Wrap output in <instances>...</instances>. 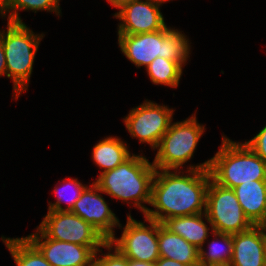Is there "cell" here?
<instances>
[{
    "label": "cell",
    "instance_id": "cell-1",
    "mask_svg": "<svg viewBox=\"0 0 266 266\" xmlns=\"http://www.w3.org/2000/svg\"><path fill=\"white\" fill-rule=\"evenodd\" d=\"M209 165L210 159L190 165L186 175L180 170L156 169L150 201L155 210L148 208L143 217L163 223L173 217L205 213Z\"/></svg>",
    "mask_w": 266,
    "mask_h": 266
},
{
    "label": "cell",
    "instance_id": "cell-2",
    "mask_svg": "<svg viewBox=\"0 0 266 266\" xmlns=\"http://www.w3.org/2000/svg\"><path fill=\"white\" fill-rule=\"evenodd\" d=\"M156 168L141 155L132 154L116 168L100 173L94 182L103 193L122 202H134L145 215L151 201V186Z\"/></svg>",
    "mask_w": 266,
    "mask_h": 266
},
{
    "label": "cell",
    "instance_id": "cell-3",
    "mask_svg": "<svg viewBox=\"0 0 266 266\" xmlns=\"http://www.w3.org/2000/svg\"><path fill=\"white\" fill-rule=\"evenodd\" d=\"M117 35L120 50L138 68L147 67L156 57L176 61L183 68L191 54L187 36L167 25L160 31Z\"/></svg>",
    "mask_w": 266,
    "mask_h": 266
},
{
    "label": "cell",
    "instance_id": "cell-4",
    "mask_svg": "<svg viewBox=\"0 0 266 266\" xmlns=\"http://www.w3.org/2000/svg\"><path fill=\"white\" fill-rule=\"evenodd\" d=\"M219 147L209 165L211 179L215 183L233 189L244 182L266 180V162L245 142H234L222 136Z\"/></svg>",
    "mask_w": 266,
    "mask_h": 266
},
{
    "label": "cell",
    "instance_id": "cell-5",
    "mask_svg": "<svg viewBox=\"0 0 266 266\" xmlns=\"http://www.w3.org/2000/svg\"><path fill=\"white\" fill-rule=\"evenodd\" d=\"M45 35L35 34L23 23H7L0 31L4 47L7 77L13 80V96L17 100L28 89L36 52Z\"/></svg>",
    "mask_w": 266,
    "mask_h": 266
},
{
    "label": "cell",
    "instance_id": "cell-6",
    "mask_svg": "<svg viewBox=\"0 0 266 266\" xmlns=\"http://www.w3.org/2000/svg\"><path fill=\"white\" fill-rule=\"evenodd\" d=\"M205 129L198 123L196 113L184 121L171 123L156 148L153 166L165 170L183 169L195 153Z\"/></svg>",
    "mask_w": 266,
    "mask_h": 266
},
{
    "label": "cell",
    "instance_id": "cell-7",
    "mask_svg": "<svg viewBox=\"0 0 266 266\" xmlns=\"http://www.w3.org/2000/svg\"><path fill=\"white\" fill-rule=\"evenodd\" d=\"M205 220L214 232L232 235L254 226L242 210L234 190L222 187L212 179L207 189Z\"/></svg>",
    "mask_w": 266,
    "mask_h": 266
},
{
    "label": "cell",
    "instance_id": "cell-8",
    "mask_svg": "<svg viewBox=\"0 0 266 266\" xmlns=\"http://www.w3.org/2000/svg\"><path fill=\"white\" fill-rule=\"evenodd\" d=\"M144 222L136 221L127 215L126 225L122 227L120 238L114 236L108 242L127 259L155 263L160 258L158 247V222L144 217Z\"/></svg>",
    "mask_w": 266,
    "mask_h": 266
},
{
    "label": "cell",
    "instance_id": "cell-9",
    "mask_svg": "<svg viewBox=\"0 0 266 266\" xmlns=\"http://www.w3.org/2000/svg\"><path fill=\"white\" fill-rule=\"evenodd\" d=\"M174 111L168 106L145 100L132 108L123 118V122L132 138H137L140 143H147L152 149H156L172 123Z\"/></svg>",
    "mask_w": 266,
    "mask_h": 266
},
{
    "label": "cell",
    "instance_id": "cell-10",
    "mask_svg": "<svg viewBox=\"0 0 266 266\" xmlns=\"http://www.w3.org/2000/svg\"><path fill=\"white\" fill-rule=\"evenodd\" d=\"M48 238L88 247L108 241L88 222L70 211H48L37 226Z\"/></svg>",
    "mask_w": 266,
    "mask_h": 266
},
{
    "label": "cell",
    "instance_id": "cell-11",
    "mask_svg": "<svg viewBox=\"0 0 266 266\" xmlns=\"http://www.w3.org/2000/svg\"><path fill=\"white\" fill-rule=\"evenodd\" d=\"M26 238L52 266H90L102 247H88L48 238L38 227ZM101 251V252H100Z\"/></svg>",
    "mask_w": 266,
    "mask_h": 266
},
{
    "label": "cell",
    "instance_id": "cell-12",
    "mask_svg": "<svg viewBox=\"0 0 266 266\" xmlns=\"http://www.w3.org/2000/svg\"><path fill=\"white\" fill-rule=\"evenodd\" d=\"M101 189L92 183L82 192L70 212L90 223L107 241L115 236L114 228L120 221L100 194Z\"/></svg>",
    "mask_w": 266,
    "mask_h": 266
},
{
    "label": "cell",
    "instance_id": "cell-13",
    "mask_svg": "<svg viewBox=\"0 0 266 266\" xmlns=\"http://www.w3.org/2000/svg\"><path fill=\"white\" fill-rule=\"evenodd\" d=\"M113 16L120 20L118 34H143L166 26L160 5L149 0H134Z\"/></svg>",
    "mask_w": 266,
    "mask_h": 266
},
{
    "label": "cell",
    "instance_id": "cell-14",
    "mask_svg": "<svg viewBox=\"0 0 266 266\" xmlns=\"http://www.w3.org/2000/svg\"><path fill=\"white\" fill-rule=\"evenodd\" d=\"M266 228L254 225L249 230L233 234V256L229 266H265Z\"/></svg>",
    "mask_w": 266,
    "mask_h": 266
},
{
    "label": "cell",
    "instance_id": "cell-15",
    "mask_svg": "<svg viewBox=\"0 0 266 266\" xmlns=\"http://www.w3.org/2000/svg\"><path fill=\"white\" fill-rule=\"evenodd\" d=\"M239 204L254 225L266 223V180L242 183L233 188Z\"/></svg>",
    "mask_w": 266,
    "mask_h": 266
},
{
    "label": "cell",
    "instance_id": "cell-16",
    "mask_svg": "<svg viewBox=\"0 0 266 266\" xmlns=\"http://www.w3.org/2000/svg\"><path fill=\"white\" fill-rule=\"evenodd\" d=\"M158 247L160 257L175 260L188 266H200L199 249L178 234L172 233L158 222Z\"/></svg>",
    "mask_w": 266,
    "mask_h": 266
},
{
    "label": "cell",
    "instance_id": "cell-17",
    "mask_svg": "<svg viewBox=\"0 0 266 266\" xmlns=\"http://www.w3.org/2000/svg\"><path fill=\"white\" fill-rule=\"evenodd\" d=\"M203 217H205V213L173 217L165 220L162 224L172 233L180 235L200 250L204 248V244L208 239V231H213L212 228L210 229L206 225Z\"/></svg>",
    "mask_w": 266,
    "mask_h": 266
},
{
    "label": "cell",
    "instance_id": "cell-18",
    "mask_svg": "<svg viewBox=\"0 0 266 266\" xmlns=\"http://www.w3.org/2000/svg\"><path fill=\"white\" fill-rule=\"evenodd\" d=\"M131 155L127 143L125 144L117 136H109L100 140L92 150V159L101 168V173L116 168Z\"/></svg>",
    "mask_w": 266,
    "mask_h": 266
},
{
    "label": "cell",
    "instance_id": "cell-19",
    "mask_svg": "<svg viewBox=\"0 0 266 266\" xmlns=\"http://www.w3.org/2000/svg\"><path fill=\"white\" fill-rule=\"evenodd\" d=\"M211 233L215 238L209 242L208 252L203 248L199 250L200 266H229L233 256V235L214 231Z\"/></svg>",
    "mask_w": 266,
    "mask_h": 266
},
{
    "label": "cell",
    "instance_id": "cell-20",
    "mask_svg": "<svg viewBox=\"0 0 266 266\" xmlns=\"http://www.w3.org/2000/svg\"><path fill=\"white\" fill-rule=\"evenodd\" d=\"M59 2L60 0H1L0 15L5 18L9 14L7 20L16 23H23L18 13L19 10H30L35 13L44 10L55 12L57 16H60Z\"/></svg>",
    "mask_w": 266,
    "mask_h": 266
},
{
    "label": "cell",
    "instance_id": "cell-21",
    "mask_svg": "<svg viewBox=\"0 0 266 266\" xmlns=\"http://www.w3.org/2000/svg\"><path fill=\"white\" fill-rule=\"evenodd\" d=\"M16 266H52L41 252L26 238L1 237Z\"/></svg>",
    "mask_w": 266,
    "mask_h": 266
},
{
    "label": "cell",
    "instance_id": "cell-22",
    "mask_svg": "<svg viewBox=\"0 0 266 266\" xmlns=\"http://www.w3.org/2000/svg\"><path fill=\"white\" fill-rule=\"evenodd\" d=\"M182 67L176 62L162 57H156L146 71L151 82L156 85H165L176 88L182 76Z\"/></svg>",
    "mask_w": 266,
    "mask_h": 266
},
{
    "label": "cell",
    "instance_id": "cell-23",
    "mask_svg": "<svg viewBox=\"0 0 266 266\" xmlns=\"http://www.w3.org/2000/svg\"><path fill=\"white\" fill-rule=\"evenodd\" d=\"M63 183L64 185L60 183V185H62L61 188L58 186L54 188L57 200L54 203H48V211H71L75 202L80 198L82 192L87 187V185H83L79 182L77 178L74 179L69 177L68 179H64ZM68 190H72L71 192L73 193L70 198H68L70 196L68 195ZM63 201L66 202L65 208L61 205Z\"/></svg>",
    "mask_w": 266,
    "mask_h": 266
},
{
    "label": "cell",
    "instance_id": "cell-24",
    "mask_svg": "<svg viewBox=\"0 0 266 266\" xmlns=\"http://www.w3.org/2000/svg\"><path fill=\"white\" fill-rule=\"evenodd\" d=\"M103 248L108 250L106 254H101L102 256L100 255L98 258L97 255H99V253L97 252L95 255V261L99 264V266H128V259L115 247L113 248L109 242H107Z\"/></svg>",
    "mask_w": 266,
    "mask_h": 266
},
{
    "label": "cell",
    "instance_id": "cell-25",
    "mask_svg": "<svg viewBox=\"0 0 266 266\" xmlns=\"http://www.w3.org/2000/svg\"><path fill=\"white\" fill-rule=\"evenodd\" d=\"M245 143L266 162V125L256 136Z\"/></svg>",
    "mask_w": 266,
    "mask_h": 266
},
{
    "label": "cell",
    "instance_id": "cell-26",
    "mask_svg": "<svg viewBox=\"0 0 266 266\" xmlns=\"http://www.w3.org/2000/svg\"><path fill=\"white\" fill-rule=\"evenodd\" d=\"M156 266H188L182 263H179L175 260L168 259L165 257H160L156 262Z\"/></svg>",
    "mask_w": 266,
    "mask_h": 266
},
{
    "label": "cell",
    "instance_id": "cell-27",
    "mask_svg": "<svg viewBox=\"0 0 266 266\" xmlns=\"http://www.w3.org/2000/svg\"><path fill=\"white\" fill-rule=\"evenodd\" d=\"M7 76L4 47L0 38V76Z\"/></svg>",
    "mask_w": 266,
    "mask_h": 266
},
{
    "label": "cell",
    "instance_id": "cell-28",
    "mask_svg": "<svg viewBox=\"0 0 266 266\" xmlns=\"http://www.w3.org/2000/svg\"><path fill=\"white\" fill-rule=\"evenodd\" d=\"M134 0H107L113 7L121 9L125 5L131 3Z\"/></svg>",
    "mask_w": 266,
    "mask_h": 266
},
{
    "label": "cell",
    "instance_id": "cell-29",
    "mask_svg": "<svg viewBox=\"0 0 266 266\" xmlns=\"http://www.w3.org/2000/svg\"><path fill=\"white\" fill-rule=\"evenodd\" d=\"M128 266H156V264L128 259Z\"/></svg>",
    "mask_w": 266,
    "mask_h": 266
},
{
    "label": "cell",
    "instance_id": "cell-30",
    "mask_svg": "<svg viewBox=\"0 0 266 266\" xmlns=\"http://www.w3.org/2000/svg\"><path fill=\"white\" fill-rule=\"evenodd\" d=\"M149 1H151L152 3H155V4H158V5L162 6L161 5L162 3L168 2L170 0H149Z\"/></svg>",
    "mask_w": 266,
    "mask_h": 266
},
{
    "label": "cell",
    "instance_id": "cell-31",
    "mask_svg": "<svg viewBox=\"0 0 266 266\" xmlns=\"http://www.w3.org/2000/svg\"><path fill=\"white\" fill-rule=\"evenodd\" d=\"M90 266H99V264L96 261H94Z\"/></svg>",
    "mask_w": 266,
    "mask_h": 266
}]
</instances>
